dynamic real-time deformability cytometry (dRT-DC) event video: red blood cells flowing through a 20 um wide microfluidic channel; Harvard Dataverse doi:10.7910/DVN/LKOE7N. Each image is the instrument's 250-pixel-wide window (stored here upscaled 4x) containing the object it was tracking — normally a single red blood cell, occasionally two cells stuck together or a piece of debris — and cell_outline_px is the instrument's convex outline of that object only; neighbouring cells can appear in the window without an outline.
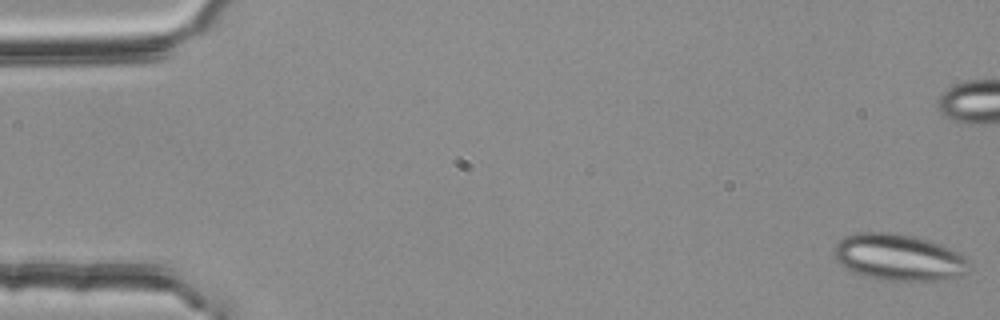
{"species": "common noctule bat (a hibernating species)", "species_latin": "Nyctalus noctula", "temperature_condition": "room temperature", "stored_images_in_passage": 53, "camera_frame_rate_fps": 3000, "um_per_image_px": 0.085, "animal": {"sex": "female", "body_mass_g": 25.1}, "frame": {"image": 1, "passage_image": 1, "time_ms": 0.0, "image_size_px": [1000, 320], "cell_outline_px": [[972, 260], [968, 272], [948, 280], [876, 280], [852, 272], [844, 268], [832, 256], [836, 244], [844, 236], [856, 232], [896, 232], [916, 236], [940, 244]], "centroid_in_image_um": [76.38, 21.87], "position_along_channel_um": 8.6, "area_um2": 37.28}}
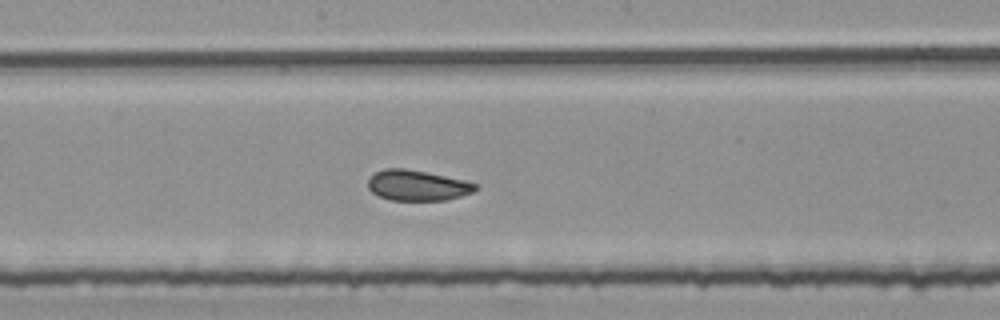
{"frame": {"image": 2, "passage_image": 29, "time_ms": 9.333, "image_size_px": [1000, 320], "cell_outline_px": [[480, 188], [472, 192], [460, 196], [444, 200], [392, 200], [380, 196], [372, 192], [368, 188], [368, 180], [376, 172], [384, 168], [404, 168], [464, 180], [480, 184]], "centroid_in_image_um": [35.5, 15.76], "position_along_channel_um": 212.7, "area_um2": 18.96}}
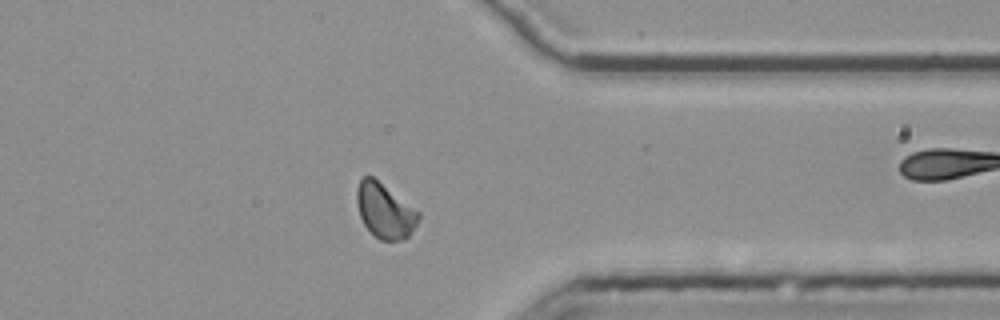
{"frame": {"image": 3, "passage_image": 43, "time_ms": 14.0, "image_size_px": [1000, 320], "cell_outline_px": [[420, 216], [412, 232], [404, 240], [380, 240], [364, 224], [360, 216], [356, 200], [356, 188], [360, 180], [364, 176], [372, 176], [420, 212]], "centroid_in_image_um": [32.71, 17.91], "position_along_channel_um": 378.7, "area_um2": 19.48}, "authors_computed_cell_mechanics": {"area_um2": 19.7676, "velocity_mm_per_s": 3.7447, "shape_relaxation_time_tau1_ms": null, "shape_relaxation_time_tau2_ms": 1.2664, "deformation_change_tau1": null, "deformation_change_tau2": 0.0708}}